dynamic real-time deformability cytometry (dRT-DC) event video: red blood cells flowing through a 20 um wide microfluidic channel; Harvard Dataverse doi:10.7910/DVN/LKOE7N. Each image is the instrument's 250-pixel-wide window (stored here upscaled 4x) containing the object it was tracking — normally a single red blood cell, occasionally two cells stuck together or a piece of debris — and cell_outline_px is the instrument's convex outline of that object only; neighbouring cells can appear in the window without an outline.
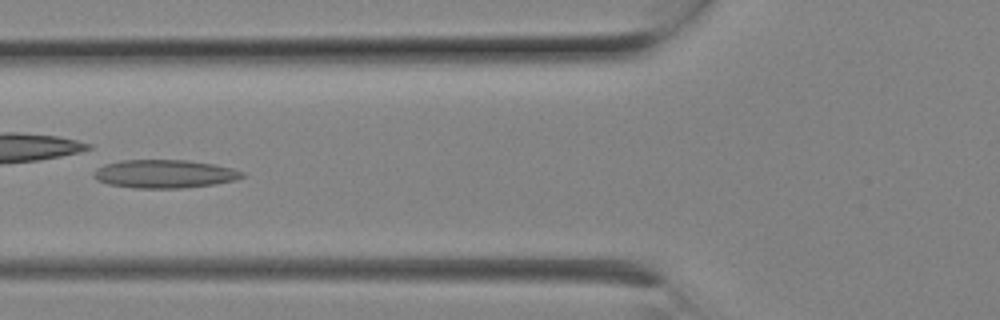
{"species": "Egyptian fruit bat (a non-hibernating species)", "species_latin": "Rousettus aegyptiacus", "temperature_condition": "room temperature", "stored_images_in_passage": 5, "camera_frame_rate_fps": 3000, "um_per_image_px": 0.085, "animal": {"sex": "female"}, "frame": {"image": 1, "passage_image": 3, "time_ms": 0.667, "image_size_px": [1000, 320], "cell_outline_px": [[244, 176], [236, 180], [216, 184], [180, 188], [136, 188], [108, 184], [96, 180], [92, 176], [92, 172], [96, 168], [104, 164], [120, 160], [188, 160], [212, 164], [232, 168], [244, 172]], "centroid_in_image_um": [13.94, 14.78], "position_along_channel_um": 111.9, "area_um2": 24.62}}